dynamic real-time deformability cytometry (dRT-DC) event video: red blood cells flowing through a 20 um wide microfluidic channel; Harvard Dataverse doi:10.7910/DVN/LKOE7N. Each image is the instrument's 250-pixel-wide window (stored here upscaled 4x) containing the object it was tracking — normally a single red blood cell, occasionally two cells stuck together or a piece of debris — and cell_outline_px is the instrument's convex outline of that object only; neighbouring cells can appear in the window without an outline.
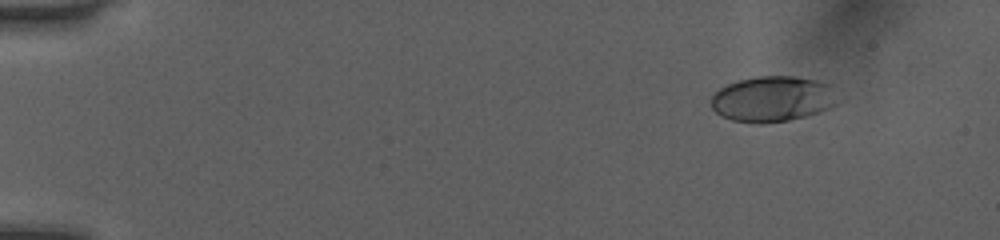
{"species": "human", "species_latin": "Homo sapiens", "temperature_condition": "room temperature", "stored_images_in_passage": 51, "camera_frame_rate_fps": 3000, "um_per_image_px": 0.085, "donor": {"sex": "female"}, "frame": {"image": 1, "passage_image": 6, "time_ms": 1.667, "image_size_px": [1000, 240], "cell_outline_px": [[848, 96], [844, 100], [832, 108], [804, 116], [788, 120], [760, 124], [732, 120], [720, 116], [712, 108], [712, 96], [720, 88], [728, 84], [740, 80], [756, 76], [796, 76], [816, 80], [832, 84]], "centroid_in_image_um": [65.85, 8.4], "position_along_channel_um": 19.1, "area_um2": 34.68}}
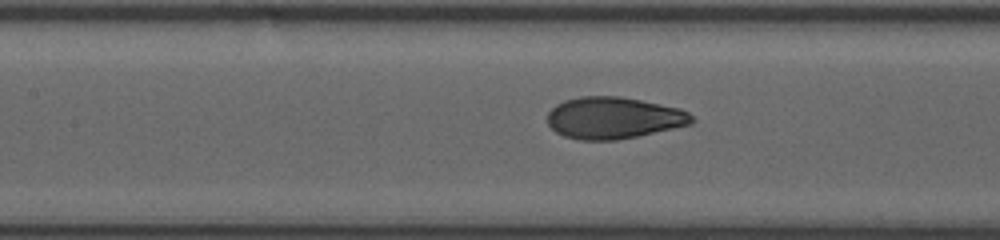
{"frame": {"image": 2, "passage_image": 25, "time_ms": 8.0, "image_size_px": [1000, 240], "cell_outline_px": [[696, 120], [692, 124], [636, 136], [616, 140], [580, 140], [564, 136], [556, 132], [548, 124], [548, 112], [556, 104], [564, 100], [580, 96], [620, 96], [680, 108], [688, 112]], "centroid_in_image_um": [52.15, 10.01], "position_along_channel_um": 155.3, "area_um2": 35.08}}
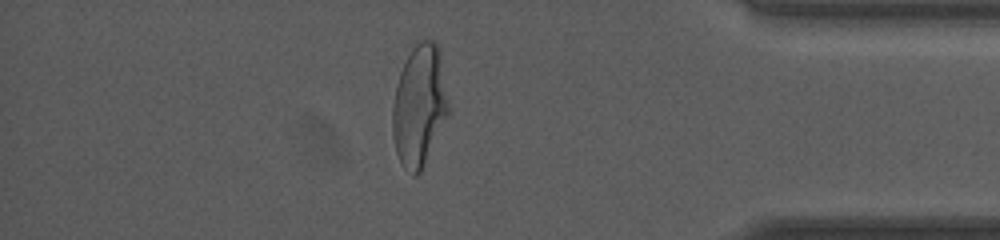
{"frame": {"image": 3, "passage_image": 45, "time_ms": 14.667, "image_size_px": [1000, 240], "cell_outline_px": [[452, 108], [420, 172], [416, 176], [412, 176], [404, 168], [396, 152], [392, 136], [392, 104], [396, 84], [400, 72], [412, 48], [420, 40], [432, 40], [440, 44]], "centroid_in_image_um": [35.69, 8.93], "position_along_channel_um": 399.5, "area_um2": 40.63}, "authors_computed_cell_mechanics": {"area_um2": 35.3158, "velocity_mm_per_s": 4.0558, "shape_relaxation_time_tau1_ms": 3.9498, "shape_relaxation_time_tau2_ms": 0.5491, "deformation_change_tau1": 0.1729, "deformation_change_tau2": 0.0582}}